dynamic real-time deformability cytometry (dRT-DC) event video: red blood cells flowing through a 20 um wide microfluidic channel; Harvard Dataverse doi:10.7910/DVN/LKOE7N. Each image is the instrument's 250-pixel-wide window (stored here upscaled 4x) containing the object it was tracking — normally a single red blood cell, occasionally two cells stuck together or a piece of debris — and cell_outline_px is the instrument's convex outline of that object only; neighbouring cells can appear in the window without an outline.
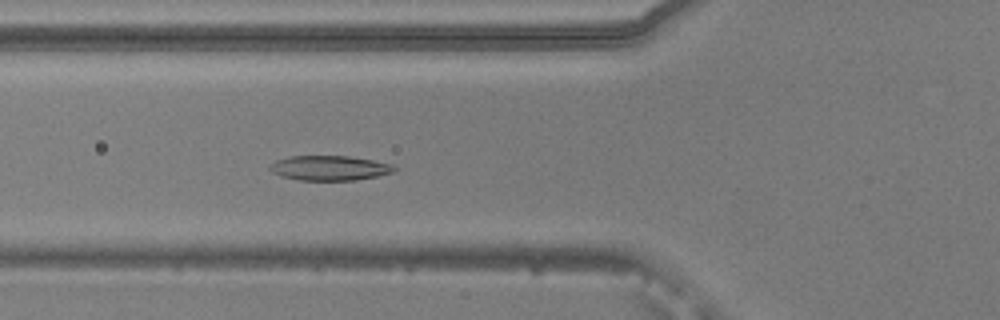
{"species": "common noctule bat (a hibernating species)", "species_latin": "Nyctalus noctula", "temperature_condition": "warm", "stored_images_in_passage": 42, "camera_frame_rate_fps": 3000, "um_per_image_px": 0.085, "animal": {"sex": "male", "body_mass_g": 20.5, "forearm_length_mm": 52.5}, "frame": {"image": 1, "passage_image": 8, "time_ms": 2.333, "image_size_px": [1000, 320], "cell_outline_px": [[396, 172], [356, 180], [300, 180], [280, 176], [272, 172], [268, 168], [268, 164], [276, 160], [288, 156], [348, 156], [372, 160], [392, 164], [396, 168]], "centroid_in_image_um": [27.98, 14.28], "position_along_channel_um": 97.8, "area_um2": 18.09}}
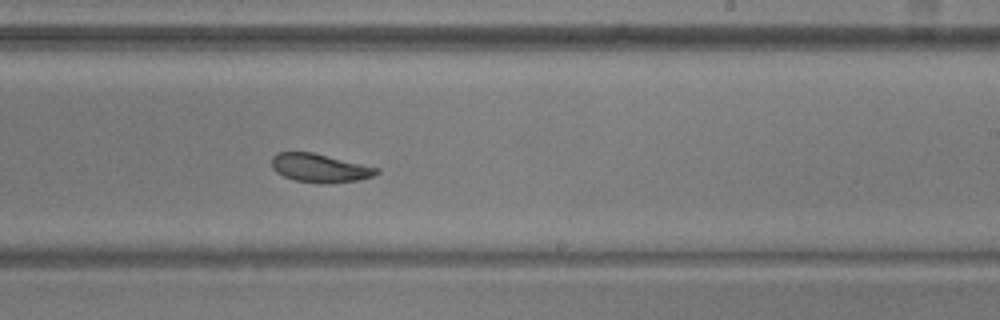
{"frame": {"image": 2, "passage_image": 21, "time_ms": 6.667, "image_size_px": [1000, 320], "cell_outline_px": [[380, 172], [372, 176], [360, 180], [328, 184], [320, 184], [296, 180], [284, 176], [276, 172], [272, 168], [272, 156], [276, 152], [312, 152], [380, 168]], "centroid_in_image_um": [27.19, 14.29], "position_along_channel_um": 261.8, "area_um2": 17.57}}
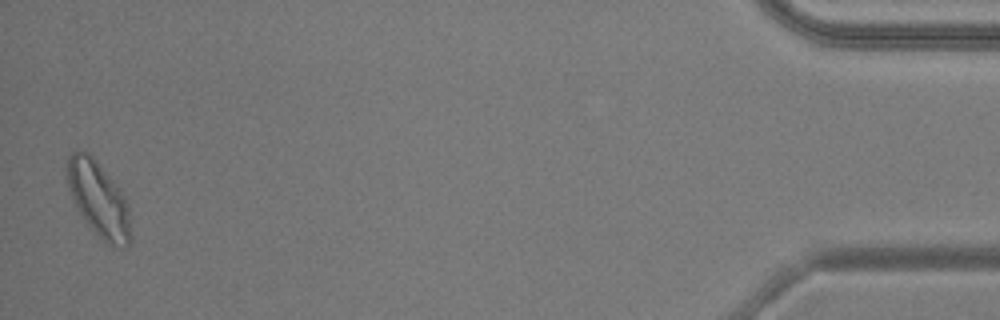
{"frame": {"image": 3, "passage_image": 41, "time_ms": 13.333, "image_size_px": [1000, 320], "cell_outline_px": [[132, 240], [128, 248], [112, 248], [104, 244], [88, 224], [76, 208], [68, 188], [64, 164], [68, 156], [72, 152], [88, 152], [96, 160], [112, 180], [124, 196], [128, 204], [132, 236]], "centroid_in_image_um": [8.39, 17.01], "position_along_channel_um": 426.8, "area_um2": 28.5}, "authors_computed_cell_mechanics": {"area_um2": 18.785, "velocity_mm_per_s": 3.777, "shape_relaxation_time_tau1_ms": 4.0592, "shape_relaxation_time_tau2_ms": 2.8393, "deformation_change_tau1": 0.1221, "deformation_change_tau2": 0.0979}}